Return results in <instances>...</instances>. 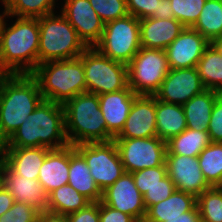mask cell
I'll list each match as a JSON object with an SVG mask.
<instances>
[{
  "mask_svg": "<svg viewBox=\"0 0 222 222\" xmlns=\"http://www.w3.org/2000/svg\"><path fill=\"white\" fill-rule=\"evenodd\" d=\"M68 145L63 104L47 100H43L3 143V147L49 149H60Z\"/></svg>",
  "mask_w": 222,
  "mask_h": 222,
  "instance_id": "obj_1",
  "label": "cell"
},
{
  "mask_svg": "<svg viewBox=\"0 0 222 222\" xmlns=\"http://www.w3.org/2000/svg\"><path fill=\"white\" fill-rule=\"evenodd\" d=\"M4 18L3 12L0 21V61L11 75L32 74L38 66V18L17 17L9 27Z\"/></svg>",
  "mask_w": 222,
  "mask_h": 222,
  "instance_id": "obj_2",
  "label": "cell"
},
{
  "mask_svg": "<svg viewBox=\"0 0 222 222\" xmlns=\"http://www.w3.org/2000/svg\"><path fill=\"white\" fill-rule=\"evenodd\" d=\"M43 100L31 74L10 75L0 89V140L4 143Z\"/></svg>",
  "mask_w": 222,
  "mask_h": 222,
  "instance_id": "obj_3",
  "label": "cell"
},
{
  "mask_svg": "<svg viewBox=\"0 0 222 222\" xmlns=\"http://www.w3.org/2000/svg\"><path fill=\"white\" fill-rule=\"evenodd\" d=\"M65 134L69 145L108 142L114 137L107 131L97 94L85 92L63 104Z\"/></svg>",
  "mask_w": 222,
  "mask_h": 222,
  "instance_id": "obj_4",
  "label": "cell"
},
{
  "mask_svg": "<svg viewBox=\"0 0 222 222\" xmlns=\"http://www.w3.org/2000/svg\"><path fill=\"white\" fill-rule=\"evenodd\" d=\"M38 82L44 100L64 104L87 92L80 57L39 64L31 74Z\"/></svg>",
  "mask_w": 222,
  "mask_h": 222,
  "instance_id": "obj_5",
  "label": "cell"
},
{
  "mask_svg": "<svg viewBox=\"0 0 222 222\" xmlns=\"http://www.w3.org/2000/svg\"><path fill=\"white\" fill-rule=\"evenodd\" d=\"M55 14L38 18V65L79 57L88 48L69 21L62 14Z\"/></svg>",
  "mask_w": 222,
  "mask_h": 222,
  "instance_id": "obj_6",
  "label": "cell"
},
{
  "mask_svg": "<svg viewBox=\"0 0 222 222\" xmlns=\"http://www.w3.org/2000/svg\"><path fill=\"white\" fill-rule=\"evenodd\" d=\"M79 57L84 66L87 92L101 95L128 86L127 65L106 57L96 47H88Z\"/></svg>",
  "mask_w": 222,
  "mask_h": 222,
  "instance_id": "obj_7",
  "label": "cell"
},
{
  "mask_svg": "<svg viewBox=\"0 0 222 222\" xmlns=\"http://www.w3.org/2000/svg\"><path fill=\"white\" fill-rule=\"evenodd\" d=\"M95 47L113 61L128 65L141 48L139 19L128 14L106 23Z\"/></svg>",
  "mask_w": 222,
  "mask_h": 222,
  "instance_id": "obj_8",
  "label": "cell"
},
{
  "mask_svg": "<svg viewBox=\"0 0 222 222\" xmlns=\"http://www.w3.org/2000/svg\"><path fill=\"white\" fill-rule=\"evenodd\" d=\"M128 67V86L137 95H154L170 71L165 50L141 47Z\"/></svg>",
  "mask_w": 222,
  "mask_h": 222,
  "instance_id": "obj_9",
  "label": "cell"
},
{
  "mask_svg": "<svg viewBox=\"0 0 222 222\" xmlns=\"http://www.w3.org/2000/svg\"><path fill=\"white\" fill-rule=\"evenodd\" d=\"M74 147L86 160L89 172L102 192L125 172L114 140Z\"/></svg>",
  "mask_w": 222,
  "mask_h": 222,
  "instance_id": "obj_10",
  "label": "cell"
},
{
  "mask_svg": "<svg viewBox=\"0 0 222 222\" xmlns=\"http://www.w3.org/2000/svg\"><path fill=\"white\" fill-rule=\"evenodd\" d=\"M113 140L125 172L133 173L165 163L167 142L157 136Z\"/></svg>",
  "mask_w": 222,
  "mask_h": 222,
  "instance_id": "obj_11",
  "label": "cell"
},
{
  "mask_svg": "<svg viewBox=\"0 0 222 222\" xmlns=\"http://www.w3.org/2000/svg\"><path fill=\"white\" fill-rule=\"evenodd\" d=\"M205 90L196 67L170 69L154 96L166 103L183 105Z\"/></svg>",
  "mask_w": 222,
  "mask_h": 222,
  "instance_id": "obj_12",
  "label": "cell"
},
{
  "mask_svg": "<svg viewBox=\"0 0 222 222\" xmlns=\"http://www.w3.org/2000/svg\"><path fill=\"white\" fill-rule=\"evenodd\" d=\"M101 201L122 213L133 216L138 222L144 221L146 207L143 195L136 187L132 173L124 172L113 185L102 192Z\"/></svg>",
  "mask_w": 222,
  "mask_h": 222,
  "instance_id": "obj_13",
  "label": "cell"
},
{
  "mask_svg": "<svg viewBox=\"0 0 222 222\" xmlns=\"http://www.w3.org/2000/svg\"><path fill=\"white\" fill-rule=\"evenodd\" d=\"M61 14L75 28L87 47H95L102 38L105 23L89 0H65Z\"/></svg>",
  "mask_w": 222,
  "mask_h": 222,
  "instance_id": "obj_14",
  "label": "cell"
},
{
  "mask_svg": "<svg viewBox=\"0 0 222 222\" xmlns=\"http://www.w3.org/2000/svg\"><path fill=\"white\" fill-rule=\"evenodd\" d=\"M167 174L176 190L194 195L196 198L211 186L200 169L198 157L166 155Z\"/></svg>",
  "mask_w": 222,
  "mask_h": 222,
  "instance_id": "obj_15",
  "label": "cell"
},
{
  "mask_svg": "<svg viewBox=\"0 0 222 222\" xmlns=\"http://www.w3.org/2000/svg\"><path fill=\"white\" fill-rule=\"evenodd\" d=\"M157 136L156 97L138 95L131 106L123 129L114 139L150 138Z\"/></svg>",
  "mask_w": 222,
  "mask_h": 222,
  "instance_id": "obj_16",
  "label": "cell"
},
{
  "mask_svg": "<svg viewBox=\"0 0 222 222\" xmlns=\"http://www.w3.org/2000/svg\"><path fill=\"white\" fill-rule=\"evenodd\" d=\"M210 44L198 31L185 27L165 49L170 69L196 67Z\"/></svg>",
  "mask_w": 222,
  "mask_h": 222,
  "instance_id": "obj_17",
  "label": "cell"
},
{
  "mask_svg": "<svg viewBox=\"0 0 222 222\" xmlns=\"http://www.w3.org/2000/svg\"><path fill=\"white\" fill-rule=\"evenodd\" d=\"M18 203H27L39 212L47 211L48 195L38 180L16 174L4 161L3 186Z\"/></svg>",
  "mask_w": 222,
  "mask_h": 222,
  "instance_id": "obj_18",
  "label": "cell"
},
{
  "mask_svg": "<svg viewBox=\"0 0 222 222\" xmlns=\"http://www.w3.org/2000/svg\"><path fill=\"white\" fill-rule=\"evenodd\" d=\"M137 96L129 86L117 92L98 95L101 114L105 119L107 131L114 138L123 129Z\"/></svg>",
  "mask_w": 222,
  "mask_h": 222,
  "instance_id": "obj_19",
  "label": "cell"
},
{
  "mask_svg": "<svg viewBox=\"0 0 222 222\" xmlns=\"http://www.w3.org/2000/svg\"><path fill=\"white\" fill-rule=\"evenodd\" d=\"M141 47L165 50L184 30L178 20L148 17L139 20Z\"/></svg>",
  "mask_w": 222,
  "mask_h": 222,
  "instance_id": "obj_20",
  "label": "cell"
},
{
  "mask_svg": "<svg viewBox=\"0 0 222 222\" xmlns=\"http://www.w3.org/2000/svg\"><path fill=\"white\" fill-rule=\"evenodd\" d=\"M50 150L47 147H3L2 158L19 176L38 180L40 167Z\"/></svg>",
  "mask_w": 222,
  "mask_h": 222,
  "instance_id": "obj_21",
  "label": "cell"
},
{
  "mask_svg": "<svg viewBox=\"0 0 222 222\" xmlns=\"http://www.w3.org/2000/svg\"><path fill=\"white\" fill-rule=\"evenodd\" d=\"M69 145L60 149H51L40 167L38 181L49 195L53 190L68 184Z\"/></svg>",
  "mask_w": 222,
  "mask_h": 222,
  "instance_id": "obj_22",
  "label": "cell"
},
{
  "mask_svg": "<svg viewBox=\"0 0 222 222\" xmlns=\"http://www.w3.org/2000/svg\"><path fill=\"white\" fill-rule=\"evenodd\" d=\"M89 170L84 157L75 149L74 145H69L68 184L91 202H99L102 199V191Z\"/></svg>",
  "mask_w": 222,
  "mask_h": 222,
  "instance_id": "obj_23",
  "label": "cell"
},
{
  "mask_svg": "<svg viewBox=\"0 0 222 222\" xmlns=\"http://www.w3.org/2000/svg\"><path fill=\"white\" fill-rule=\"evenodd\" d=\"M197 205V198L189 193L175 190L167 199L150 206L146 211L145 222H166L180 217Z\"/></svg>",
  "mask_w": 222,
  "mask_h": 222,
  "instance_id": "obj_24",
  "label": "cell"
},
{
  "mask_svg": "<svg viewBox=\"0 0 222 222\" xmlns=\"http://www.w3.org/2000/svg\"><path fill=\"white\" fill-rule=\"evenodd\" d=\"M221 94L216 90L206 89L183 104L187 128L195 131H207L214 103Z\"/></svg>",
  "mask_w": 222,
  "mask_h": 222,
  "instance_id": "obj_25",
  "label": "cell"
},
{
  "mask_svg": "<svg viewBox=\"0 0 222 222\" xmlns=\"http://www.w3.org/2000/svg\"><path fill=\"white\" fill-rule=\"evenodd\" d=\"M157 137L167 142L187 128L182 105L166 103L156 98Z\"/></svg>",
  "mask_w": 222,
  "mask_h": 222,
  "instance_id": "obj_26",
  "label": "cell"
},
{
  "mask_svg": "<svg viewBox=\"0 0 222 222\" xmlns=\"http://www.w3.org/2000/svg\"><path fill=\"white\" fill-rule=\"evenodd\" d=\"M210 143L208 131H195L186 128L179 135L167 141L166 155L198 157Z\"/></svg>",
  "mask_w": 222,
  "mask_h": 222,
  "instance_id": "obj_27",
  "label": "cell"
},
{
  "mask_svg": "<svg viewBox=\"0 0 222 222\" xmlns=\"http://www.w3.org/2000/svg\"><path fill=\"white\" fill-rule=\"evenodd\" d=\"M92 203L69 184L53 190L48 195L47 211L68 215L87 207Z\"/></svg>",
  "mask_w": 222,
  "mask_h": 222,
  "instance_id": "obj_28",
  "label": "cell"
},
{
  "mask_svg": "<svg viewBox=\"0 0 222 222\" xmlns=\"http://www.w3.org/2000/svg\"><path fill=\"white\" fill-rule=\"evenodd\" d=\"M191 28L210 43L222 37V0H206L198 20Z\"/></svg>",
  "mask_w": 222,
  "mask_h": 222,
  "instance_id": "obj_29",
  "label": "cell"
},
{
  "mask_svg": "<svg viewBox=\"0 0 222 222\" xmlns=\"http://www.w3.org/2000/svg\"><path fill=\"white\" fill-rule=\"evenodd\" d=\"M196 68L206 89L222 93V56L212 44L205 50Z\"/></svg>",
  "mask_w": 222,
  "mask_h": 222,
  "instance_id": "obj_30",
  "label": "cell"
},
{
  "mask_svg": "<svg viewBox=\"0 0 222 222\" xmlns=\"http://www.w3.org/2000/svg\"><path fill=\"white\" fill-rule=\"evenodd\" d=\"M5 16L21 18H41L54 13L55 0H0Z\"/></svg>",
  "mask_w": 222,
  "mask_h": 222,
  "instance_id": "obj_31",
  "label": "cell"
},
{
  "mask_svg": "<svg viewBox=\"0 0 222 222\" xmlns=\"http://www.w3.org/2000/svg\"><path fill=\"white\" fill-rule=\"evenodd\" d=\"M200 169L207 183L222 186V143L211 142L198 156Z\"/></svg>",
  "mask_w": 222,
  "mask_h": 222,
  "instance_id": "obj_32",
  "label": "cell"
},
{
  "mask_svg": "<svg viewBox=\"0 0 222 222\" xmlns=\"http://www.w3.org/2000/svg\"><path fill=\"white\" fill-rule=\"evenodd\" d=\"M201 222H222V186L208 188L197 197Z\"/></svg>",
  "mask_w": 222,
  "mask_h": 222,
  "instance_id": "obj_33",
  "label": "cell"
},
{
  "mask_svg": "<svg viewBox=\"0 0 222 222\" xmlns=\"http://www.w3.org/2000/svg\"><path fill=\"white\" fill-rule=\"evenodd\" d=\"M174 19L185 27H192L199 18L206 0H169Z\"/></svg>",
  "mask_w": 222,
  "mask_h": 222,
  "instance_id": "obj_34",
  "label": "cell"
},
{
  "mask_svg": "<svg viewBox=\"0 0 222 222\" xmlns=\"http://www.w3.org/2000/svg\"><path fill=\"white\" fill-rule=\"evenodd\" d=\"M89 2L105 24L129 14L126 0H89Z\"/></svg>",
  "mask_w": 222,
  "mask_h": 222,
  "instance_id": "obj_35",
  "label": "cell"
},
{
  "mask_svg": "<svg viewBox=\"0 0 222 222\" xmlns=\"http://www.w3.org/2000/svg\"><path fill=\"white\" fill-rule=\"evenodd\" d=\"M136 187L142 195L148 189L161 183V180L167 175L166 164L159 167L145 168L132 173Z\"/></svg>",
  "mask_w": 222,
  "mask_h": 222,
  "instance_id": "obj_36",
  "label": "cell"
},
{
  "mask_svg": "<svg viewBox=\"0 0 222 222\" xmlns=\"http://www.w3.org/2000/svg\"><path fill=\"white\" fill-rule=\"evenodd\" d=\"M39 211L27 203L14 202L2 216L0 222H37Z\"/></svg>",
  "mask_w": 222,
  "mask_h": 222,
  "instance_id": "obj_37",
  "label": "cell"
},
{
  "mask_svg": "<svg viewBox=\"0 0 222 222\" xmlns=\"http://www.w3.org/2000/svg\"><path fill=\"white\" fill-rule=\"evenodd\" d=\"M176 187L173 181L169 178L168 174L161 180V183L151 187L143 195L144 204L146 210L158 202L167 199L174 191Z\"/></svg>",
  "mask_w": 222,
  "mask_h": 222,
  "instance_id": "obj_38",
  "label": "cell"
},
{
  "mask_svg": "<svg viewBox=\"0 0 222 222\" xmlns=\"http://www.w3.org/2000/svg\"><path fill=\"white\" fill-rule=\"evenodd\" d=\"M128 13L139 20L159 13L160 0H126Z\"/></svg>",
  "mask_w": 222,
  "mask_h": 222,
  "instance_id": "obj_39",
  "label": "cell"
},
{
  "mask_svg": "<svg viewBox=\"0 0 222 222\" xmlns=\"http://www.w3.org/2000/svg\"><path fill=\"white\" fill-rule=\"evenodd\" d=\"M207 131L211 142L222 143V94L214 103Z\"/></svg>",
  "mask_w": 222,
  "mask_h": 222,
  "instance_id": "obj_40",
  "label": "cell"
},
{
  "mask_svg": "<svg viewBox=\"0 0 222 222\" xmlns=\"http://www.w3.org/2000/svg\"><path fill=\"white\" fill-rule=\"evenodd\" d=\"M100 222H138L133 216L122 213L99 201Z\"/></svg>",
  "mask_w": 222,
  "mask_h": 222,
  "instance_id": "obj_41",
  "label": "cell"
},
{
  "mask_svg": "<svg viewBox=\"0 0 222 222\" xmlns=\"http://www.w3.org/2000/svg\"><path fill=\"white\" fill-rule=\"evenodd\" d=\"M69 222H100L99 202H92L84 209L67 215Z\"/></svg>",
  "mask_w": 222,
  "mask_h": 222,
  "instance_id": "obj_42",
  "label": "cell"
},
{
  "mask_svg": "<svg viewBox=\"0 0 222 222\" xmlns=\"http://www.w3.org/2000/svg\"><path fill=\"white\" fill-rule=\"evenodd\" d=\"M166 222H201L200 213L197 205L186 213H182L180 217L174 219H167Z\"/></svg>",
  "mask_w": 222,
  "mask_h": 222,
  "instance_id": "obj_43",
  "label": "cell"
},
{
  "mask_svg": "<svg viewBox=\"0 0 222 222\" xmlns=\"http://www.w3.org/2000/svg\"><path fill=\"white\" fill-rule=\"evenodd\" d=\"M14 197L3 187L0 189V216L6 213L14 204Z\"/></svg>",
  "mask_w": 222,
  "mask_h": 222,
  "instance_id": "obj_44",
  "label": "cell"
},
{
  "mask_svg": "<svg viewBox=\"0 0 222 222\" xmlns=\"http://www.w3.org/2000/svg\"><path fill=\"white\" fill-rule=\"evenodd\" d=\"M37 222H69L66 215L50 212V211H42L38 214Z\"/></svg>",
  "mask_w": 222,
  "mask_h": 222,
  "instance_id": "obj_45",
  "label": "cell"
},
{
  "mask_svg": "<svg viewBox=\"0 0 222 222\" xmlns=\"http://www.w3.org/2000/svg\"><path fill=\"white\" fill-rule=\"evenodd\" d=\"M154 18L172 19L174 18L173 10L169 0H160L159 13H155Z\"/></svg>",
  "mask_w": 222,
  "mask_h": 222,
  "instance_id": "obj_46",
  "label": "cell"
},
{
  "mask_svg": "<svg viewBox=\"0 0 222 222\" xmlns=\"http://www.w3.org/2000/svg\"><path fill=\"white\" fill-rule=\"evenodd\" d=\"M11 74L3 67L0 61V89L3 85V82L10 76Z\"/></svg>",
  "mask_w": 222,
  "mask_h": 222,
  "instance_id": "obj_47",
  "label": "cell"
},
{
  "mask_svg": "<svg viewBox=\"0 0 222 222\" xmlns=\"http://www.w3.org/2000/svg\"><path fill=\"white\" fill-rule=\"evenodd\" d=\"M211 44L219 51L222 56V37L215 39Z\"/></svg>",
  "mask_w": 222,
  "mask_h": 222,
  "instance_id": "obj_48",
  "label": "cell"
},
{
  "mask_svg": "<svg viewBox=\"0 0 222 222\" xmlns=\"http://www.w3.org/2000/svg\"><path fill=\"white\" fill-rule=\"evenodd\" d=\"M3 177H4V159H0V189L3 186Z\"/></svg>",
  "mask_w": 222,
  "mask_h": 222,
  "instance_id": "obj_49",
  "label": "cell"
},
{
  "mask_svg": "<svg viewBox=\"0 0 222 222\" xmlns=\"http://www.w3.org/2000/svg\"><path fill=\"white\" fill-rule=\"evenodd\" d=\"M3 154V142L0 140V159H2Z\"/></svg>",
  "mask_w": 222,
  "mask_h": 222,
  "instance_id": "obj_50",
  "label": "cell"
}]
</instances>
